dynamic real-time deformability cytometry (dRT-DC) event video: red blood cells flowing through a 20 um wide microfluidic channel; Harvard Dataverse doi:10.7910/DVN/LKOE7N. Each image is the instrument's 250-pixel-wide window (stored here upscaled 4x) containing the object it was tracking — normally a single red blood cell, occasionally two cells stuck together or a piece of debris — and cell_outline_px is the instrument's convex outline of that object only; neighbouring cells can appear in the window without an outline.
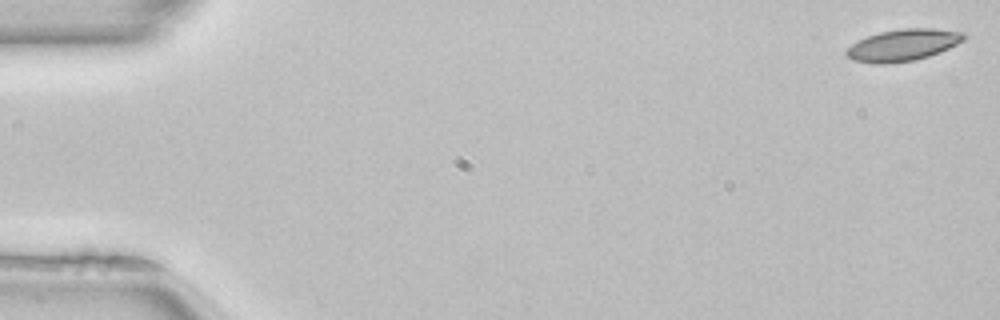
{"species": "common noctule bat (a hibernating species)", "species_latin": "Nyctalus noctula", "temperature_condition": "room temperature", "stored_images_in_passage": 51, "camera_frame_rate_fps": 3000, "um_per_image_px": 0.085, "animal": {"sex": "female", "body_mass_g": 22.7, "forearm_length_mm": 54.2}, "frame": {"image": 1, "passage_image": 1, "time_ms": 0.0, "image_size_px": [1000, 320], "cell_outline_px": [[968, 36], [964, 40], [940, 52], [916, 60], [888, 64], [872, 64], [852, 60], [844, 52], [852, 44], [868, 36], [880, 32], [900, 28], [932, 28], [964, 32]], "centroid_in_image_um": [76.77, 3.83], "position_along_channel_um": 8.2, "area_um2": 21.85}}
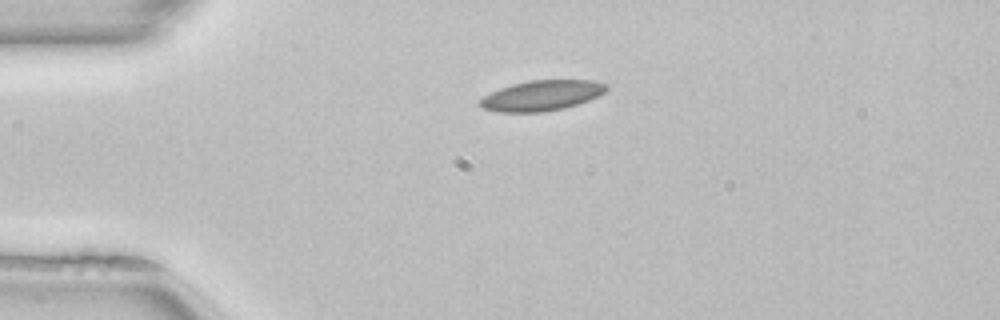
{"frame": {"image": 2, "passage_image": 12, "time_ms": 3.667, "image_size_px": [1000, 320], "cell_outline_px": [[608, 88], [604, 92], [588, 100], [564, 108], [544, 112], [500, 112], [484, 108], [480, 104], [480, 100], [484, 96], [500, 88], [512, 84], [528, 80], [592, 80], [608, 84]], "centroid_in_image_um": [46.06, 8.11], "position_along_channel_um": 38.9, "area_um2": 22.14}, "authors_computed_cell_mechanics": {"area_um2": 21.097, "velocity_mm_per_s": 4.012, "shape_relaxation_time_tau1_ms": null, "shape_relaxation_time_tau2_ms": 3.2004, "deformation_change_tau1": null, "deformation_change_tau2": 0.06}}